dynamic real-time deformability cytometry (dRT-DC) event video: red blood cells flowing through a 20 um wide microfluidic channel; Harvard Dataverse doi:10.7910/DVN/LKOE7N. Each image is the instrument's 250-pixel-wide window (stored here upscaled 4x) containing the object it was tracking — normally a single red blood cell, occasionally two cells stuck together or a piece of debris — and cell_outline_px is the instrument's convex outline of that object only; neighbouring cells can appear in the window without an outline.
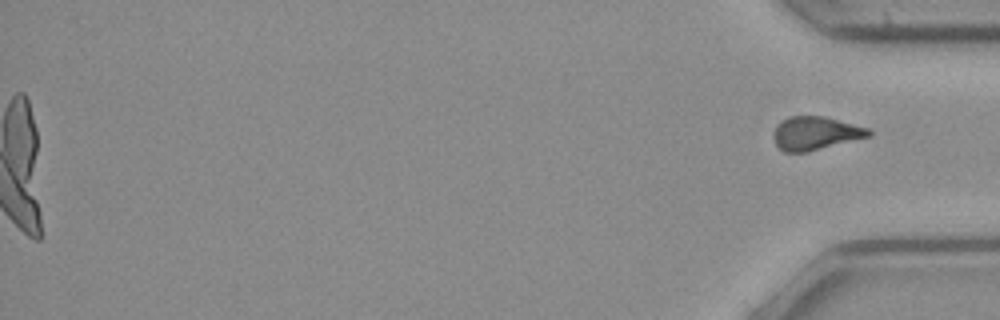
{"species": "common noctule bat (a hibernating species)", "species_latin": "Nyctalus noctula", "temperature_condition": "cold", "stored_images_in_passage": 52, "camera_frame_rate_fps": 3000, "um_per_image_px": 0.085, "animal": {"sex": "female", "body_mass_g": 21.9}, "frame": {"image": 1, "passage_image": 52, "time_ms": 17.0, "image_size_px": [1000, 320], "cell_outline_px": [[872, 136], [808, 152], [784, 152], [776, 144], [772, 136], [772, 132], [776, 124], [788, 116], [824, 116], [872, 128]], "centroid_in_image_um": [69.34, 11.32], "position_along_channel_um": 365.9, "area_um2": 18.96}}